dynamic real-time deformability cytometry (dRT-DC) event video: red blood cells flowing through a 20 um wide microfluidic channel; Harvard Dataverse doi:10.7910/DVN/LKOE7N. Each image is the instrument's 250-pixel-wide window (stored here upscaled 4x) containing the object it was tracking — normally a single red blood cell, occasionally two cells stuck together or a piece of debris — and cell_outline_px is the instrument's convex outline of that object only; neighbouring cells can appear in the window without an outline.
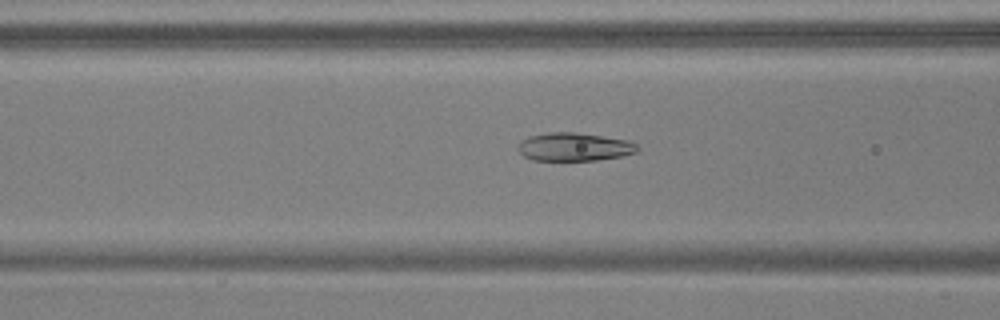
{"species": "common noctule bat (a hibernating species)", "species_latin": "Nyctalus noctula", "temperature_condition": "warm", "stored_images_in_passage": 54, "camera_frame_rate_fps": 3000, "um_per_image_px": 0.085, "animal": {"sex": "male", "body_mass_g": 17.9, "forearm_length_mm": 54.2}, "frame": {"image": 1, "passage_image": 22, "time_ms": 7.0, "image_size_px": [1000, 320], "cell_outline_px": [[640, 148], [636, 152], [620, 156], [596, 160], [532, 160], [524, 156], [516, 148], [528, 136], [548, 132], [576, 132], [628, 140], [636, 144]], "centroid_in_image_um": [48.81, 12.48], "position_along_channel_um": 117.8, "area_um2": 19.54}}
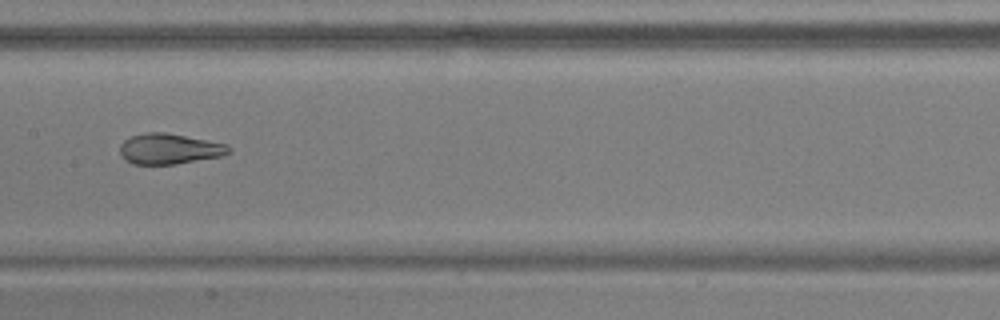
{"frame": {"image": 2, "passage_image": 28, "time_ms": 9.0, "image_size_px": [1000, 320], "cell_outline_px": [[232, 152], [220, 156], [172, 164], [132, 164], [124, 160], [120, 156], [120, 144], [124, 140], [132, 136], [144, 132], [164, 132], [228, 144], [232, 148]], "centroid_in_image_um": [14.37, 12.65], "position_along_channel_um": 193.0, "area_um2": 19.36}}
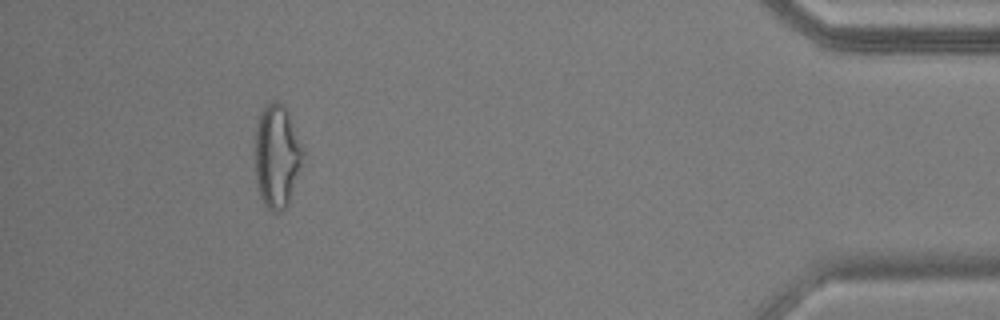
{"frame": {"image": 3, "passage_image": 50, "time_ms": 16.333, "image_size_px": [1000, 320], "cell_outline_px": [[304, 152], [288, 204], [280, 212], [272, 212], [264, 204], [260, 196], [256, 184], [252, 152], [256, 120], [264, 104], [272, 100], [276, 100], [284, 104], [288, 112], [304, 148]], "centroid_in_image_um": [23.46, 13.2], "position_along_channel_um": 411.7, "area_um2": 29.77}, "authors_computed_cell_mechanics": {"area_um2": 22.6287, "velocity_mm_per_s": 3.751, "shape_relaxation_time_tau1_ms": 10.5863, "shape_relaxation_time_tau2_ms": 1.1279, "deformation_change_tau1": 0.2646, "deformation_change_tau2": 0.0698}}